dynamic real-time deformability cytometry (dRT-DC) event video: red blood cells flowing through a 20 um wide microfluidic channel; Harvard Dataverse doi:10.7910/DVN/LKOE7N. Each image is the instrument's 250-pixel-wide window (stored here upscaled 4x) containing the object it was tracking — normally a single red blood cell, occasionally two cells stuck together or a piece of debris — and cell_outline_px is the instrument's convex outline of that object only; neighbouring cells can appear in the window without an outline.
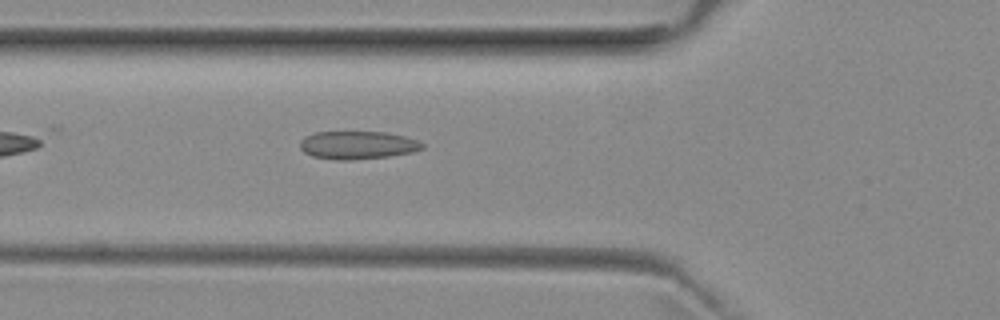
{"species": "common noctule bat (a hibernating species)", "species_latin": "Nyctalus noctula", "temperature_condition": "room temperature", "stored_images_in_passage": 36, "camera_frame_rate_fps": 3000, "um_per_image_px": 0.085, "animal": {"sex": "female", "body_mass_g": 29.2, "forearm_length_mm": 56.3}, "frame": {"image": 1, "passage_image": 4, "time_ms": 1.0, "image_size_px": [1000, 320], "cell_outline_px": [[424, 148], [412, 152], [388, 156], [352, 160], [336, 160], [312, 156], [304, 152], [300, 148], [300, 140], [304, 136], [316, 132], [388, 132], [404, 136], [416, 140], [424, 144]], "centroid_in_image_um": [30.37, 12.33], "position_along_channel_um": 95.4, "area_um2": 20.0}}
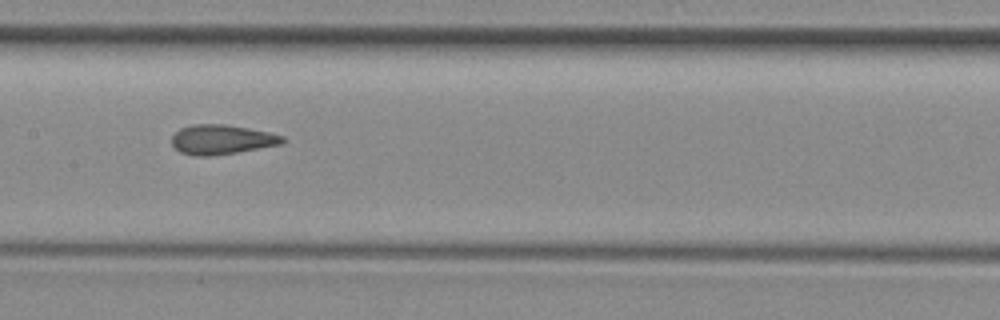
{"frame": {"image": 2, "passage_image": 11, "time_ms": 3.333, "image_size_px": [1000, 320], "cell_outline_px": [[284, 140], [280, 144], [236, 152], [212, 156], [192, 156], [180, 152], [172, 144], [172, 136], [180, 128], [192, 124], [224, 124], [248, 128], [268, 132], [284, 136]], "centroid_in_image_um": [18.79, 11.86], "position_along_channel_um": 188.6, "area_um2": 18.96}}
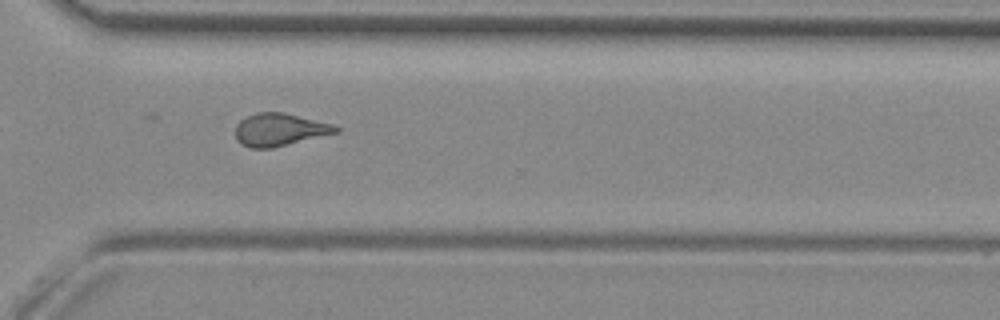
{"frame": {"image": 3, "passage_image": 23, "time_ms": 7.333, "image_size_px": [1000, 320], "cell_outline_px": [[340, 132], [272, 148], [252, 148], [240, 144], [236, 140], [236, 124], [240, 120], [256, 112], [284, 112], [332, 124], [340, 128]], "centroid_in_image_um": [23.76, 11.02], "position_along_channel_um": 346.8, "area_um2": 19.13}, "authors_computed_cell_mechanics": {"area_um2": 19.1607, "velocity_mm_per_s": 3.9734, "shape_relaxation_time_tau1_ms": null, "shape_relaxation_time_tau2_ms": 1.7494, "deformation_change_tau1": null, "deformation_change_tau2": 0.0909}}